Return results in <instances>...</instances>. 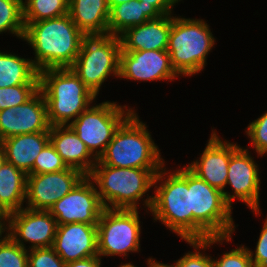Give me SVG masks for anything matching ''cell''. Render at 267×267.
<instances>
[{
    "label": "cell",
    "mask_w": 267,
    "mask_h": 267,
    "mask_svg": "<svg viewBox=\"0 0 267 267\" xmlns=\"http://www.w3.org/2000/svg\"><path fill=\"white\" fill-rule=\"evenodd\" d=\"M85 36L67 14L29 23L23 40L33 48L35 59L32 63L40 72L48 68L71 67Z\"/></svg>",
    "instance_id": "obj_1"
},
{
    "label": "cell",
    "mask_w": 267,
    "mask_h": 267,
    "mask_svg": "<svg viewBox=\"0 0 267 267\" xmlns=\"http://www.w3.org/2000/svg\"><path fill=\"white\" fill-rule=\"evenodd\" d=\"M154 178V196L144 201L154 220H159L182 240H193V212L190 211L188 167L177 169L168 175L164 167ZM168 177V178H165ZM164 178V179H163ZM164 180V181H163ZM161 185L157 187V183Z\"/></svg>",
    "instance_id": "obj_2"
},
{
    "label": "cell",
    "mask_w": 267,
    "mask_h": 267,
    "mask_svg": "<svg viewBox=\"0 0 267 267\" xmlns=\"http://www.w3.org/2000/svg\"><path fill=\"white\" fill-rule=\"evenodd\" d=\"M39 89L50 126L70 125L97 98L70 67L41 70Z\"/></svg>",
    "instance_id": "obj_3"
},
{
    "label": "cell",
    "mask_w": 267,
    "mask_h": 267,
    "mask_svg": "<svg viewBox=\"0 0 267 267\" xmlns=\"http://www.w3.org/2000/svg\"><path fill=\"white\" fill-rule=\"evenodd\" d=\"M164 160L135 110L118 127L96 164L119 168L162 169Z\"/></svg>",
    "instance_id": "obj_4"
},
{
    "label": "cell",
    "mask_w": 267,
    "mask_h": 267,
    "mask_svg": "<svg viewBox=\"0 0 267 267\" xmlns=\"http://www.w3.org/2000/svg\"><path fill=\"white\" fill-rule=\"evenodd\" d=\"M160 170L95 164L88 177L96 184L105 208L137 210L138 200L153 187L155 175Z\"/></svg>",
    "instance_id": "obj_5"
},
{
    "label": "cell",
    "mask_w": 267,
    "mask_h": 267,
    "mask_svg": "<svg viewBox=\"0 0 267 267\" xmlns=\"http://www.w3.org/2000/svg\"><path fill=\"white\" fill-rule=\"evenodd\" d=\"M209 27L202 19L173 16L167 52L178 75L192 76L204 69L206 56L215 44Z\"/></svg>",
    "instance_id": "obj_6"
},
{
    "label": "cell",
    "mask_w": 267,
    "mask_h": 267,
    "mask_svg": "<svg viewBox=\"0 0 267 267\" xmlns=\"http://www.w3.org/2000/svg\"><path fill=\"white\" fill-rule=\"evenodd\" d=\"M190 211L193 212V240L228 236L235 231L232 208L223 192L210 186L188 168Z\"/></svg>",
    "instance_id": "obj_7"
},
{
    "label": "cell",
    "mask_w": 267,
    "mask_h": 267,
    "mask_svg": "<svg viewBox=\"0 0 267 267\" xmlns=\"http://www.w3.org/2000/svg\"><path fill=\"white\" fill-rule=\"evenodd\" d=\"M121 50L117 35L85 36L80 52L70 68L98 96L102 83L110 74L119 77Z\"/></svg>",
    "instance_id": "obj_8"
},
{
    "label": "cell",
    "mask_w": 267,
    "mask_h": 267,
    "mask_svg": "<svg viewBox=\"0 0 267 267\" xmlns=\"http://www.w3.org/2000/svg\"><path fill=\"white\" fill-rule=\"evenodd\" d=\"M123 108L116 102L105 101L89 106L70 123L96 159L104 153L118 127L134 111L127 109L125 105Z\"/></svg>",
    "instance_id": "obj_9"
},
{
    "label": "cell",
    "mask_w": 267,
    "mask_h": 267,
    "mask_svg": "<svg viewBox=\"0 0 267 267\" xmlns=\"http://www.w3.org/2000/svg\"><path fill=\"white\" fill-rule=\"evenodd\" d=\"M140 233L138 209L105 208L97 223L98 255L125 257L140 251Z\"/></svg>",
    "instance_id": "obj_10"
},
{
    "label": "cell",
    "mask_w": 267,
    "mask_h": 267,
    "mask_svg": "<svg viewBox=\"0 0 267 267\" xmlns=\"http://www.w3.org/2000/svg\"><path fill=\"white\" fill-rule=\"evenodd\" d=\"M104 209L95 184L85 176L48 211L55 218L57 225L76 222L97 224Z\"/></svg>",
    "instance_id": "obj_11"
},
{
    "label": "cell",
    "mask_w": 267,
    "mask_h": 267,
    "mask_svg": "<svg viewBox=\"0 0 267 267\" xmlns=\"http://www.w3.org/2000/svg\"><path fill=\"white\" fill-rule=\"evenodd\" d=\"M7 235L26 249L24 241L31 243V249L52 247L57 223L48 210L22 208L9 214Z\"/></svg>",
    "instance_id": "obj_12"
},
{
    "label": "cell",
    "mask_w": 267,
    "mask_h": 267,
    "mask_svg": "<svg viewBox=\"0 0 267 267\" xmlns=\"http://www.w3.org/2000/svg\"><path fill=\"white\" fill-rule=\"evenodd\" d=\"M248 152V149L239 145L230 156L226 186L230 185L234 193L232 195L225 191L223 197L230 207L235 198H238L259 215V168Z\"/></svg>",
    "instance_id": "obj_13"
},
{
    "label": "cell",
    "mask_w": 267,
    "mask_h": 267,
    "mask_svg": "<svg viewBox=\"0 0 267 267\" xmlns=\"http://www.w3.org/2000/svg\"><path fill=\"white\" fill-rule=\"evenodd\" d=\"M85 176L81 171L70 167L63 171L27 175L26 208L49 210Z\"/></svg>",
    "instance_id": "obj_14"
},
{
    "label": "cell",
    "mask_w": 267,
    "mask_h": 267,
    "mask_svg": "<svg viewBox=\"0 0 267 267\" xmlns=\"http://www.w3.org/2000/svg\"><path fill=\"white\" fill-rule=\"evenodd\" d=\"M50 127L40 89L24 104L0 111V142L20 134L50 132Z\"/></svg>",
    "instance_id": "obj_15"
},
{
    "label": "cell",
    "mask_w": 267,
    "mask_h": 267,
    "mask_svg": "<svg viewBox=\"0 0 267 267\" xmlns=\"http://www.w3.org/2000/svg\"><path fill=\"white\" fill-rule=\"evenodd\" d=\"M179 76L167 50L121 51L119 77L135 81L174 80Z\"/></svg>",
    "instance_id": "obj_16"
},
{
    "label": "cell",
    "mask_w": 267,
    "mask_h": 267,
    "mask_svg": "<svg viewBox=\"0 0 267 267\" xmlns=\"http://www.w3.org/2000/svg\"><path fill=\"white\" fill-rule=\"evenodd\" d=\"M237 144L221 141L216 131L213 132L200 156L187 167L210 186L225 192L230 156L238 148Z\"/></svg>",
    "instance_id": "obj_17"
},
{
    "label": "cell",
    "mask_w": 267,
    "mask_h": 267,
    "mask_svg": "<svg viewBox=\"0 0 267 267\" xmlns=\"http://www.w3.org/2000/svg\"><path fill=\"white\" fill-rule=\"evenodd\" d=\"M52 247L65 263L97 256V224L76 222L57 225Z\"/></svg>",
    "instance_id": "obj_18"
},
{
    "label": "cell",
    "mask_w": 267,
    "mask_h": 267,
    "mask_svg": "<svg viewBox=\"0 0 267 267\" xmlns=\"http://www.w3.org/2000/svg\"><path fill=\"white\" fill-rule=\"evenodd\" d=\"M173 16L161 15L119 35L121 51L167 50Z\"/></svg>",
    "instance_id": "obj_19"
},
{
    "label": "cell",
    "mask_w": 267,
    "mask_h": 267,
    "mask_svg": "<svg viewBox=\"0 0 267 267\" xmlns=\"http://www.w3.org/2000/svg\"><path fill=\"white\" fill-rule=\"evenodd\" d=\"M49 142L67 167L77 169L86 176L91 173L97 163L95 156L90 153L70 125L51 126Z\"/></svg>",
    "instance_id": "obj_20"
},
{
    "label": "cell",
    "mask_w": 267,
    "mask_h": 267,
    "mask_svg": "<svg viewBox=\"0 0 267 267\" xmlns=\"http://www.w3.org/2000/svg\"><path fill=\"white\" fill-rule=\"evenodd\" d=\"M49 143V132H36L8 137L0 142L6 162L25 174H32L38 154Z\"/></svg>",
    "instance_id": "obj_21"
},
{
    "label": "cell",
    "mask_w": 267,
    "mask_h": 267,
    "mask_svg": "<svg viewBox=\"0 0 267 267\" xmlns=\"http://www.w3.org/2000/svg\"><path fill=\"white\" fill-rule=\"evenodd\" d=\"M68 14L86 36L108 34L107 0H69Z\"/></svg>",
    "instance_id": "obj_22"
},
{
    "label": "cell",
    "mask_w": 267,
    "mask_h": 267,
    "mask_svg": "<svg viewBox=\"0 0 267 267\" xmlns=\"http://www.w3.org/2000/svg\"><path fill=\"white\" fill-rule=\"evenodd\" d=\"M162 14L154 6H146L143 1L130 0L110 9L108 34L119 36L126 29L145 23Z\"/></svg>",
    "instance_id": "obj_23"
},
{
    "label": "cell",
    "mask_w": 267,
    "mask_h": 267,
    "mask_svg": "<svg viewBox=\"0 0 267 267\" xmlns=\"http://www.w3.org/2000/svg\"><path fill=\"white\" fill-rule=\"evenodd\" d=\"M27 174L5 162L0 169V206L8 213L24 208Z\"/></svg>",
    "instance_id": "obj_24"
},
{
    "label": "cell",
    "mask_w": 267,
    "mask_h": 267,
    "mask_svg": "<svg viewBox=\"0 0 267 267\" xmlns=\"http://www.w3.org/2000/svg\"><path fill=\"white\" fill-rule=\"evenodd\" d=\"M16 85H39V72L32 59L0 51V88Z\"/></svg>",
    "instance_id": "obj_25"
},
{
    "label": "cell",
    "mask_w": 267,
    "mask_h": 267,
    "mask_svg": "<svg viewBox=\"0 0 267 267\" xmlns=\"http://www.w3.org/2000/svg\"><path fill=\"white\" fill-rule=\"evenodd\" d=\"M69 13V0H25L23 19L25 27L32 22L56 18Z\"/></svg>",
    "instance_id": "obj_26"
},
{
    "label": "cell",
    "mask_w": 267,
    "mask_h": 267,
    "mask_svg": "<svg viewBox=\"0 0 267 267\" xmlns=\"http://www.w3.org/2000/svg\"><path fill=\"white\" fill-rule=\"evenodd\" d=\"M7 31L23 39V0H0V34Z\"/></svg>",
    "instance_id": "obj_27"
},
{
    "label": "cell",
    "mask_w": 267,
    "mask_h": 267,
    "mask_svg": "<svg viewBox=\"0 0 267 267\" xmlns=\"http://www.w3.org/2000/svg\"><path fill=\"white\" fill-rule=\"evenodd\" d=\"M232 239L231 235L221 237H208L204 240H186L189 245L193 246L195 252L185 253L183 257L176 261L177 267H214V262L211 256L205 255L200 251L210 248V245L219 242L220 244L226 240L229 242ZM201 249V250H200Z\"/></svg>",
    "instance_id": "obj_28"
},
{
    "label": "cell",
    "mask_w": 267,
    "mask_h": 267,
    "mask_svg": "<svg viewBox=\"0 0 267 267\" xmlns=\"http://www.w3.org/2000/svg\"><path fill=\"white\" fill-rule=\"evenodd\" d=\"M0 267H28V249L15 243L7 234L0 240Z\"/></svg>",
    "instance_id": "obj_29"
},
{
    "label": "cell",
    "mask_w": 267,
    "mask_h": 267,
    "mask_svg": "<svg viewBox=\"0 0 267 267\" xmlns=\"http://www.w3.org/2000/svg\"><path fill=\"white\" fill-rule=\"evenodd\" d=\"M38 90L39 85H16L0 88V111L24 104Z\"/></svg>",
    "instance_id": "obj_30"
},
{
    "label": "cell",
    "mask_w": 267,
    "mask_h": 267,
    "mask_svg": "<svg viewBox=\"0 0 267 267\" xmlns=\"http://www.w3.org/2000/svg\"><path fill=\"white\" fill-rule=\"evenodd\" d=\"M61 156L49 142L36 157L32 167V174H44L67 169Z\"/></svg>",
    "instance_id": "obj_31"
},
{
    "label": "cell",
    "mask_w": 267,
    "mask_h": 267,
    "mask_svg": "<svg viewBox=\"0 0 267 267\" xmlns=\"http://www.w3.org/2000/svg\"><path fill=\"white\" fill-rule=\"evenodd\" d=\"M246 134L259 156L267 153V112L248 125Z\"/></svg>",
    "instance_id": "obj_32"
},
{
    "label": "cell",
    "mask_w": 267,
    "mask_h": 267,
    "mask_svg": "<svg viewBox=\"0 0 267 267\" xmlns=\"http://www.w3.org/2000/svg\"><path fill=\"white\" fill-rule=\"evenodd\" d=\"M65 265L53 247L28 250V267H65Z\"/></svg>",
    "instance_id": "obj_33"
},
{
    "label": "cell",
    "mask_w": 267,
    "mask_h": 267,
    "mask_svg": "<svg viewBox=\"0 0 267 267\" xmlns=\"http://www.w3.org/2000/svg\"><path fill=\"white\" fill-rule=\"evenodd\" d=\"M214 267H254L248 248L245 245L223 253L220 259L214 260Z\"/></svg>",
    "instance_id": "obj_34"
},
{
    "label": "cell",
    "mask_w": 267,
    "mask_h": 267,
    "mask_svg": "<svg viewBox=\"0 0 267 267\" xmlns=\"http://www.w3.org/2000/svg\"><path fill=\"white\" fill-rule=\"evenodd\" d=\"M248 251L254 267L267 263V218L257 241L255 254L249 248Z\"/></svg>",
    "instance_id": "obj_35"
},
{
    "label": "cell",
    "mask_w": 267,
    "mask_h": 267,
    "mask_svg": "<svg viewBox=\"0 0 267 267\" xmlns=\"http://www.w3.org/2000/svg\"><path fill=\"white\" fill-rule=\"evenodd\" d=\"M146 6H154L162 15L172 14L173 6L181 0H140Z\"/></svg>",
    "instance_id": "obj_36"
},
{
    "label": "cell",
    "mask_w": 267,
    "mask_h": 267,
    "mask_svg": "<svg viewBox=\"0 0 267 267\" xmlns=\"http://www.w3.org/2000/svg\"><path fill=\"white\" fill-rule=\"evenodd\" d=\"M65 267H101V257L97 255L76 260L66 263Z\"/></svg>",
    "instance_id": "obj_37"
},
{
    "label": "cell",
    "mask_w": 267,
    "mask_h": 267,
    "mask_svg": "<svg viewBox=\"0 0 267 267\" xmlns=\"http://www.w3.org/2000/svg\"><path fill=\"white\" fill-rule=\"evenodd\" d=\"M147 263H148V267H177L176 264L174 265L163 264L161 262H157L153 258H148Z\"/></svg>",
    "instance_id": "obj_38"
},
{
    "label": "cell",
    "mask_w": 267,
    "mask_h": 267,
    "mask_svg": "<svg viewBox=\"0 0 267 267\" xmlns=\"http://www.w3.org/2000/svg\"><path fill=\"white\" fill-rule=\"evenodd\" d=\"M8 218H0V238L2 239V233L4 234L5 231H7V226H4L5 224H7ZM0 239V240H1Z\"/></svg>",
    "instance_id": "obj_39"
},
{
    "label": "cell",
    "mask_w": 267,
    "mask_h": 267,
    "mask_svg": "<svg viewBox=\"0 0 267 267\" xmlns=\"http://www.w3.org/2000/svg\"><path fill=\"white\" fill-rule=\"evenodd\" d=\"M130 0H107L109 9H111L115 5L122 4L123 2H128Z\"/></svg>",
    "instance_id": "obj_40"
},
{
    "label": "cell",
    "mask_w": 267,
    "mask_h": 267,
    "mask_svg": "<svg viewBox=\"0 0 267 267\" xmlns=\"http://www.w3.org/2000/svg\"><path fill=\"white\" fill-rule=\"evenodd\" d=\"M5 162H6L5 152L4 149L0 146V169Z\"/></svg>",
    "instance_id": "obj_41"
},
{
    "label": "cell",
    "mask_w": 267,
    "mask_h": 267,
    "mask_svg": "<svg viewBox=\"0 0 267 267\" xmlns=\"http://www.w3.org/2000/svg\"><path fill=\"white\" fill-rule=\"evenodd\" d=\"M9 214L0 206V218H8Z\"/></svg>",
    "instance_id": "obj_42"
},
{
    "label": "cell",
    "mask_w": 267,
    "mask_h": 267,
    "mask_svg": "<svg viewBox=\"0 0 267 267\" xmlns=\"http://www.w3.org/2000/svg\"><path fill=\"white\" fill-rule=\"evenodd\" d=\"M119 267H136V266H134L133 264H131L129 262V263H126V264H121Z\"/></svg>",
    "instance_id": "obj_43"
},
{
    "label": "cell",
    "mask_w": 267,
    "mask_h": 267,
    "mask_svg": "<svg viewBox=\"0 0 267 267\" xmlns=\"http://www.w3.org/2000/svg\"><path fill=\"white\" fill-rule=\"evenodd\" d=\"M258 267H267V263H264L262 265H259Z\"/></svg>",
    "instance_id": "obj_44"
}]
</instances>
